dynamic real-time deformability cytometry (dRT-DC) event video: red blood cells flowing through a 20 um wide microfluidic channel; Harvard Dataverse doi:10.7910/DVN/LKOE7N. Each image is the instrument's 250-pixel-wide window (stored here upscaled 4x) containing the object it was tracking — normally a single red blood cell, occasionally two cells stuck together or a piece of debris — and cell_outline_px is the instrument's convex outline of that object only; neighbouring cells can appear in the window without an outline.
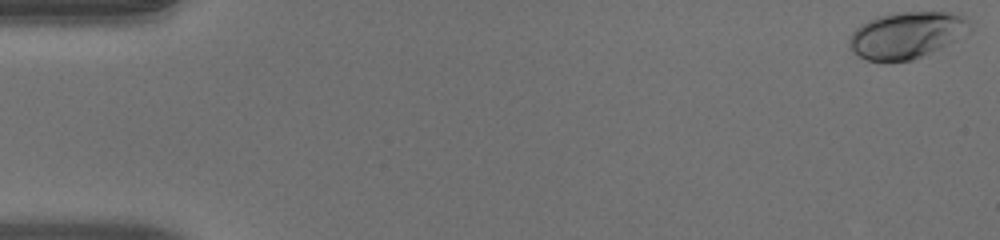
{"species": "human", "species_latin": "Homo sapiens", "temperature_condition": "warm", "stored_images_in_passage": 52, "camera_frame_rate_fps": 3000, "um_per_image_px": 0.085, "donor": {"sex": "male"}, "frame": {"image": 1, "passage_image": 1, "time_ms": 0.0, "image_size_px": [1000, 240], "cell_outline_px": [[972, 32], [956, 40], [912, 60], [868, 60], [856, 56], [848, 48], [848, 40], [852, 32], [860, 24], [876, 16], [900, 12], [960, 12], [968, 20], [972, 28]], "centroid_in_image_um": [77.07, 2.95], "position_along_channel_um": 7.9, "area_um2": 32.95}}
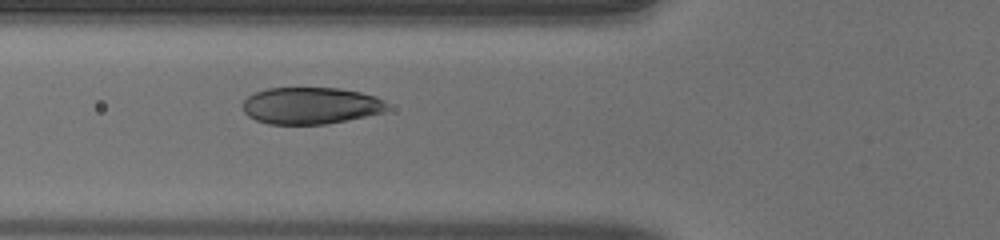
{"frame": {"image": 2, "passage_image": 20, "time_ms": 6.333, "image_size_px": [1000, 240], "cell_outline_px": [[388, 108], [384, 112], [348, 120], [328, 124], [268, 124], [256, 120], [248, 116], [244, 112], [240, 104], [248, 96], [256, 92], [268, 88], [340, 88], [360, 92], [376, 96], [384, 100], [388, 104]], "centroid_in_image_um": [26.41, 8.98], "position_along_channel_um": 99.4, "area_um2": 31.27}}
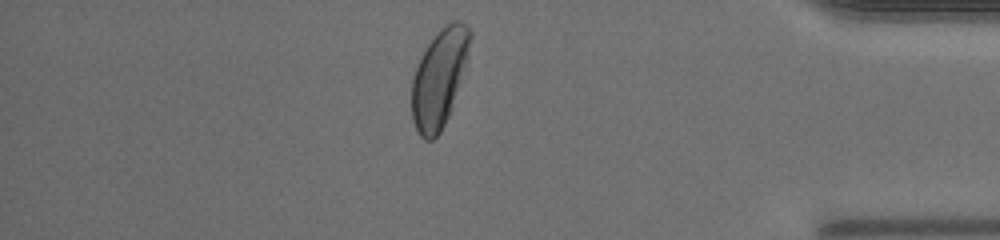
{"frame": {"image": 3, "passage_image": 45, "time_ms": 14.667, "image_size_px": [1000, 240], "cell_outline_px": [[472, 36], [468, 60], [448, 116], [440, 132], [432, 140], [424, 140], [420, 136], [412, 120], [412, 76], [420, 56], [428, 44], [440, 28], [452, 20], [460, 20], [472, 32]], "centroid_in_image_um": [37.34, 6.6], "position_along_channel_um": 397.9, "area_um2": 33.29}, "authors_computed_cell_mechanics": {"area_um2": 32.2813, "velocity_mm_per_s": 3.9722, "shape_relaxation_time_tau1_ms": 2.52, "shape_relaxation_time_tau2_ms": null, "deformation_change_tau1": 0.146, "deformation_change_tau2": null}}